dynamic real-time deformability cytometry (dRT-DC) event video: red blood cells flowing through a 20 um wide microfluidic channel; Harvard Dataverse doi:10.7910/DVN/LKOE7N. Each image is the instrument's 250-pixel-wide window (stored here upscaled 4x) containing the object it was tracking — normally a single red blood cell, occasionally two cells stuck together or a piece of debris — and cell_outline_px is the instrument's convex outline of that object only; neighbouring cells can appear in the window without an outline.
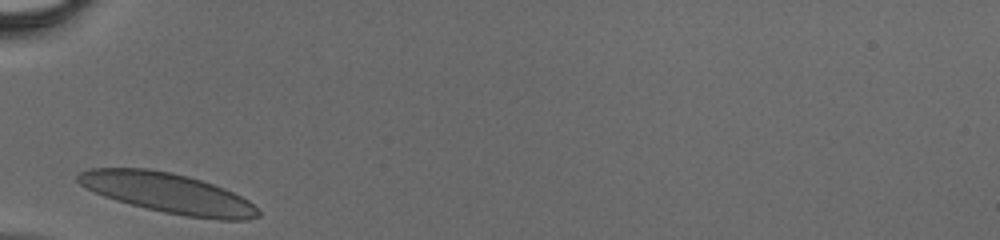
{"species": "human", "species_latin": "Homo sapiens", "temperature_condition": "cold", "stored_images_in_passage": 23, "camera_frame_rate_fps": 3000, "um_per_image_px": 0.085, "donor": {"sex": "male"}, "frame": {"image": 1, "passage_image": 1, "time_ms": 0.0, "image_size_px": [1000, 240], "cell_outline_px": [[260, 216], [248, 220], [220, 220], [188, 216], [164, 212], [116, 200], [104, 196], [80, 184], [76, 180], [76, 176], [80, 172], [92, 168], [148, 168], [172, 172], [188, 176], [224, 188], [248, 200], [260, 212]], "centroid_in_image_um": [14.29, 16.4], "position_along_channel_um": 70.7, "area_um2": 41.56}}
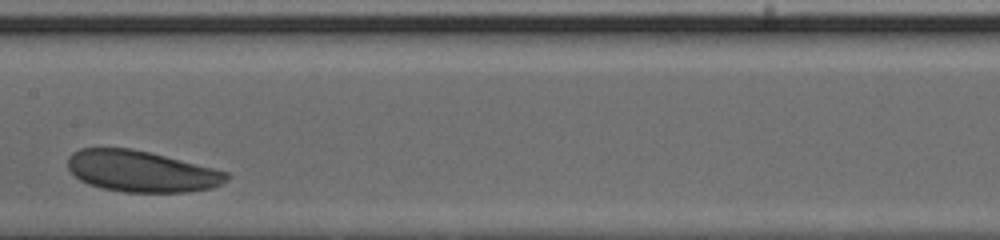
{"frame": {"image": 2, "passage_image": 10, "time_ms": 3.0, "image_size_px": [1000, 240], "cell_outline_px": [[228, 180], [224, 184], [212, 188], [188, 192], [124, 192], [100, 188], [88, 184], [80, 180], [68, 168], [68, 156], [72, 152], [80, 148], [132, 148], [228, 172]], "centroid_in_image_um": [12.0, 14.57], "position_along_channel_um": 195.4, "area_um2": 38.09}}
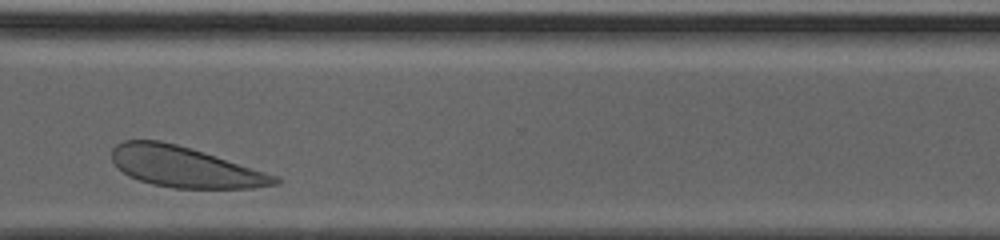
{"frame": {"image": 3, "passage_image": 21, "time_ms": 6.667, "image_size_px": [1000, 240], "cell_outline_px": [[280, 184], [252, 188], [172, 188], [152, 184], [128, 176], [112, 160], [112, 148], [116, 144], [124, 140], [160, 140], [192, 148], [276, 176], [280, 180]], "centroid_in_image_um": [15.68, 14.19], "position_along_channel_um": 354.9, "area_um2": 38.21}}